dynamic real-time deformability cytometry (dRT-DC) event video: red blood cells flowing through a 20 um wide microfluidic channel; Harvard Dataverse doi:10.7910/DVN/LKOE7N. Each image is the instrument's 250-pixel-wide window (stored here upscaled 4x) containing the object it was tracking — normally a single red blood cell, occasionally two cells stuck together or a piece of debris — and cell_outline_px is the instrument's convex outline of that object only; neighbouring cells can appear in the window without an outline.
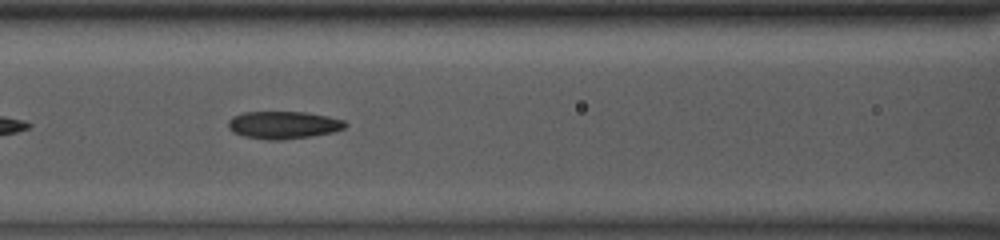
{"species": "common noctule bat (a hibernating species)", "species_latin": "Nyctalus noctula", "temperature_condition": "room temperature", "stored_images_in_passage": 13, "camera_frame_rate_fps": 3000, "um_per_image_px": 0.085, "animal": {"sex": "male", "body_mass_g": 13.0, "forearm_length_mm": 53.1}, "frame": {"image": 1, "passage_image": 8, "time_ms": 2.333, "image_size_px": [1000, 240], "cell_outline_px": [[348, 124], [344, 128], [332, 132], [312, 136], [280, 140], [268, 140], [244, 136], [232, 132], [228, 128], [228, 120], [232, 116], [244, 112], [304, 112], [328, 116], [344, 120]], "centroid_in_image_um": [24.07, 10.62], "position_along_channel_um": 142.5, "area_um2": 18.84}}
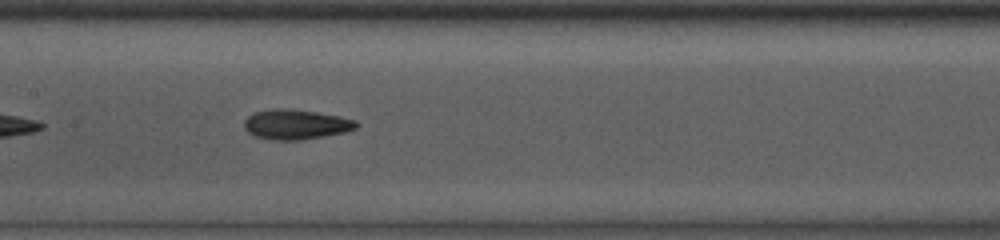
{"frame": {"image": 2, "passage_image": 11, "time_ms": 3.333, "image_size_px": [1000, 240], "cell_outline_px": [[360, 124], [356, 128], [344, 132], [324, 136], [300, 140], [276, 140], [256, 136], [248, 132], [244, 128], [244, 120], [248, 116], [256, 112], [272, 108], [284, 108], [316, 112], [340, 116], [356, 120]], "centroid_in_image_um": [25.16, 10.57], "position_along_channel_um": 182.2, "area_um2": 19.48}}